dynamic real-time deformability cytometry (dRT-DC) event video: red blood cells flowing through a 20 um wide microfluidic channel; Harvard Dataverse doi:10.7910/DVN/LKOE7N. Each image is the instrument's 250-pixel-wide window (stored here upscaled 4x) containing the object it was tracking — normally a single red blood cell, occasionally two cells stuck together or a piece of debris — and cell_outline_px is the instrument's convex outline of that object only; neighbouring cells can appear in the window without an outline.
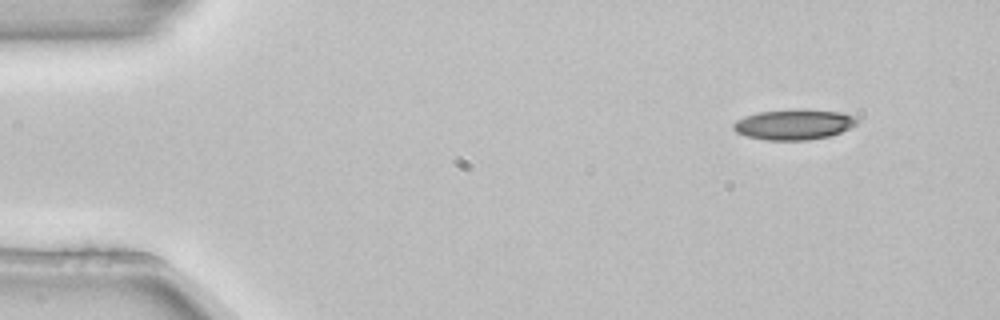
{"species": "common noctule bat (a hibernating species)", "species_latin": "Nyctalus noctula", "temperature_condition": "room temperature", "stored_images_in_passage": 3, "camera_frame_rate_fps": 3000, "um_per_image_px": 0.085, "animal": {"sex": "female", "body_mass_g": 22.7, "forearm_length_mm": 54.2}, "frame": {"image": 1, "passage_image": 1, "time_ms": 0.0, "image_size_px": [1000, 320], "cell_outline_px": [[856, 124], [840, 132], [828, 136], [808, 140], [764, 140], [748, 136], [736, 132], [732, 128], [732, 124], [736, 120], [744, 116], [760, 112], [840, 112], [852, 116], [856, 120]], "centroid_in_image_um": [67.39, 10.64], "position_along_channel_um": 17.6, "area_um2": 20.63}}